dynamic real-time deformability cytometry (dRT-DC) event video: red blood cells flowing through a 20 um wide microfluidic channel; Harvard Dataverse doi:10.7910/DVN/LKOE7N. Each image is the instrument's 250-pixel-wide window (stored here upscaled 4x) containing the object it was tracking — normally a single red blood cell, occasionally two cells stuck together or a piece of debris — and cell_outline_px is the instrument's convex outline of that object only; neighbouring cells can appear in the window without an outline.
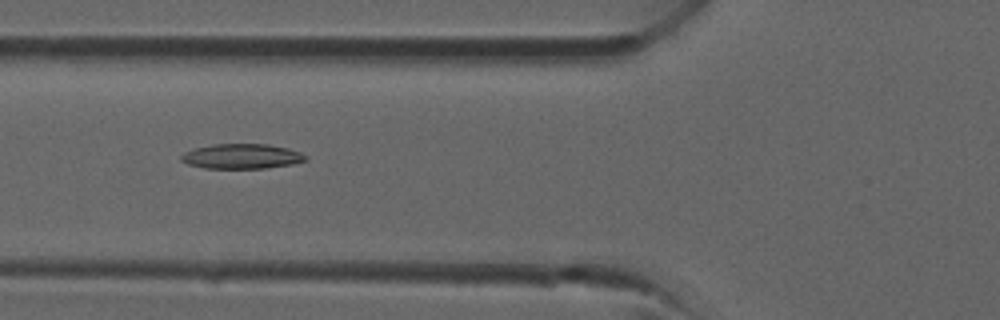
{"species": "common noctule bat (a hibernating species)", "species_latin": "Nyctalus noctula", "temperature_condition": "room temperature", "stored_images_in_passage": 39, "camera_frame_rate_fps": 3000, "um_per_image_px": 0.085, "animal": {"sex": "male", "forearm_length_mm": 52.5}, "frame": {"image": 1, "passage_image": 15, "time_ms": 4.667, "image_size_px": [1000, 320], "cell_outline_px": [[308, 160], [292, 164], [264, 168], [204, 168], [188, 164], [180, 160], [180, 156], [184, 152], [196, 148], [212, 144], [268, 144], [288, 148], [300, 152], [308, 156]], "centroid_in_image_um": [20.56, 13.28], "position_along_channel_um": 105.2, "area_um2": 18.09}}
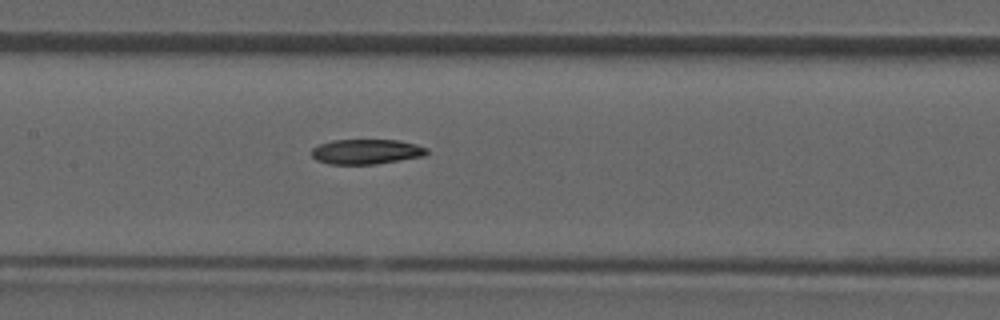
{"frame": {"image": 2, "passage_image": 19, "time_ms": 6.0, "image_size_px": [1000, 320], "cell_outline_px": [[428, 152], [424, 156], [376, 164], [328, 164], [316, 160], [312, 156], [312, 148], [320, 144], [332, 140], [400, 140], [416, 144], [428, 148]], "centroid_in_image_um": [31.14, 12.89], "position_along_channel_um": 176.3, "area_um2": 16.82}}
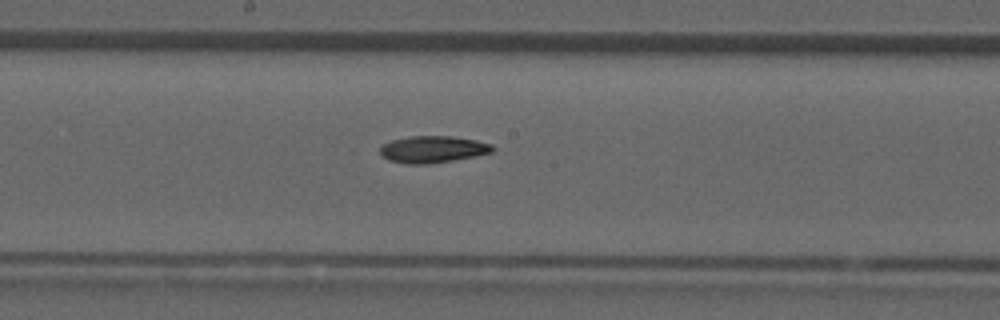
{"frame": {"image": 3, "passage_image": 21, "time_ms": 6.667, "image_size_px": [1000, 320], "cell_outline_px": [[496, 148], [492, 152], [476, 156], [428, 164], [408, 164], [388, 160], [380, 152], [380, 148], [384, 144], [392, 140], [412, 136], [452, 136], [476, 140], [492, 144]], "centroid_in_image_um": [36.83, 12.69], "position_along_channel_um": 211.4, "area_um2": 17.51}}